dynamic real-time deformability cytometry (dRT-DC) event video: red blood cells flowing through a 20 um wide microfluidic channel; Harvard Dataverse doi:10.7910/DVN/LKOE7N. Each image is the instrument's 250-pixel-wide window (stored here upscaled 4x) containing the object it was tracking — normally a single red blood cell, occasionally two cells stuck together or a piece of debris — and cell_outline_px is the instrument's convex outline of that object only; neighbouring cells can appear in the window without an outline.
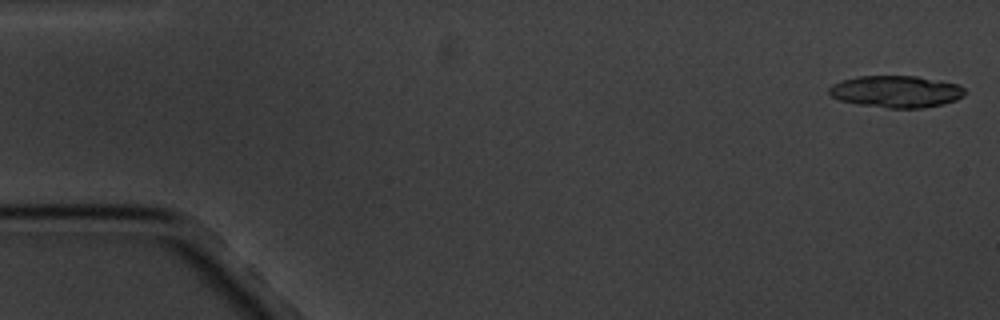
{"species": "common noctule bat (a hibernating species)", "species_latin": "Nyctalus noctula", "temperature_condition": "cold", "stored_images_in_passage": 9, "segment_of_instrument_passage": [1, 2], "camera_frame_rate_fps": 3000, "um_per_image_px": 0.085, "animal": {"sex": "male", "body_mass_g": 20.1, "forearm_length_mm": 53.5}, "frame": {"image": 1, "passage_image": 1, "time_ms": 0.0, "image_size_px": [1000, 320], "cell_outline_px": [[964, 96], [956, 100], [944, 104], [924, 108], [888, 108], [860, 104], [840, 100], [832, 96], [828, 92], [828, 88], [832, 84], [840, 80], [856, 76], [916, 76], [940, 80], [956, 84], [964, 88]], "centroid_in_image_um": [76.16, 7.78], "position_along_channel_um": 8.8, "area_um2": 25.32}}